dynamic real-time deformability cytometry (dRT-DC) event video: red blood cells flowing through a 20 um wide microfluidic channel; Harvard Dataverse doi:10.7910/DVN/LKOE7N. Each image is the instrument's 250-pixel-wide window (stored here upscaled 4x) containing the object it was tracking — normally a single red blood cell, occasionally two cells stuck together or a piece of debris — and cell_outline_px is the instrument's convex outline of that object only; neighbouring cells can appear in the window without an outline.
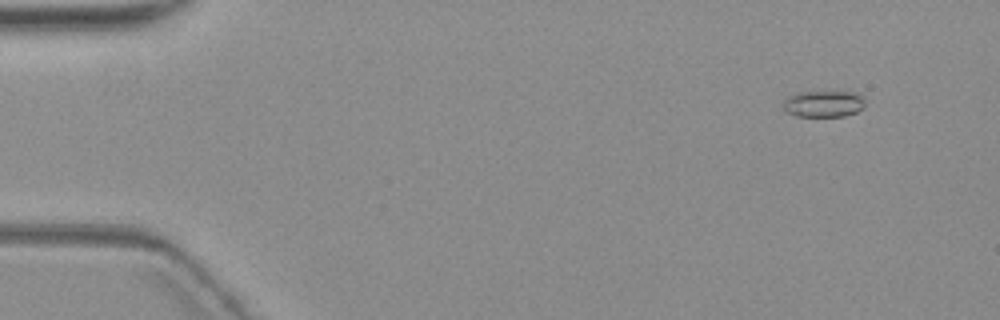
{"species": "common noctule bat (a hibernating species)", "species_latin": "Nyctalus noctula", "temperature_condition": "warm", "stored_images_in_passage": 8, "camera_frame_rate_fps": 3000, "um_per_image_px": 0.085, "animal": {"sex": "female", "body_mass_g": 19.3, "forearm_length_mm": 54.1}, "frame": {"image": 1, "passage_image": 2, "time_ms": 1.0, "image_size_px": [1000, 320], "cell_outline_px": [[864, 108], [856, 112], [844, 116], [796, 116], [784, 112], [780, 104], [788, 96], [800, 92], [856, 92], [864, 100]], "centroid_in_image_um": [69.94, 8.83], "position_along_channel_um": 15.1, "area_um2": 12.77}}
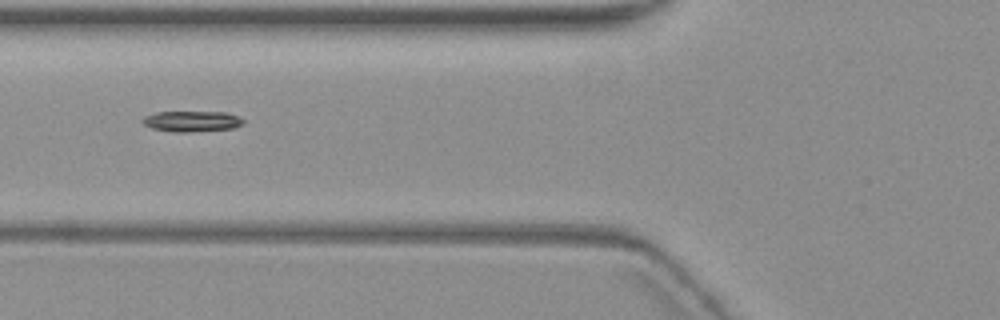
{"frame": {"image": 2, "passage_image": 7, "time_ms": 7.0, "image_size_px": [1000, 320], "cell_outline_px": [[244, 124], [232, 128], [188, 132], [176, 132], [152, 128], [144, 124], [140, 120], [144, 116], [156, 112], [228, 112], [240, 116], [244, 120]], "centroid_in_image_um": [16.32, 10.3], "position_along_channel_um": 109.5, "area_um2": 12.2}}
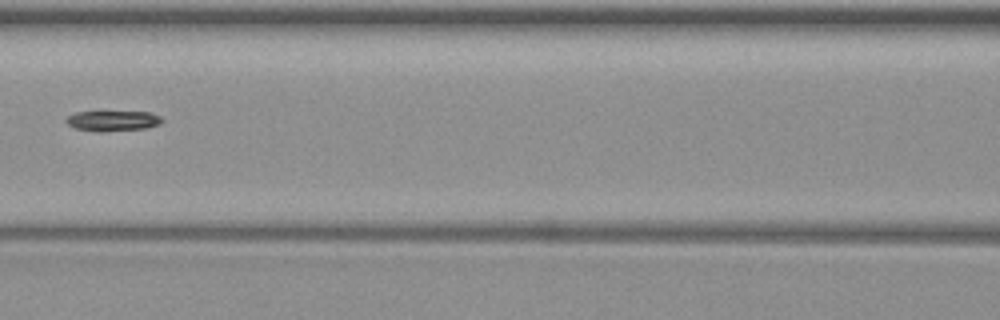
{"frame": {"image": 3, "passage_image": 8, "time_ms": 8.333, "image_size_px": [1000, 320], "cell_outline_px": [[164, 120], [160, 124], [144, 128], [104, 132], [100, 132], [76, 128], [68, 124], [64, 120], [68, 116], [76, 112], [152, 112], [160, 116]], "centroid_in_image_um": [9.6, 10.27], "position_along_channel_um": 157.0, "area_um2": 11.33}}